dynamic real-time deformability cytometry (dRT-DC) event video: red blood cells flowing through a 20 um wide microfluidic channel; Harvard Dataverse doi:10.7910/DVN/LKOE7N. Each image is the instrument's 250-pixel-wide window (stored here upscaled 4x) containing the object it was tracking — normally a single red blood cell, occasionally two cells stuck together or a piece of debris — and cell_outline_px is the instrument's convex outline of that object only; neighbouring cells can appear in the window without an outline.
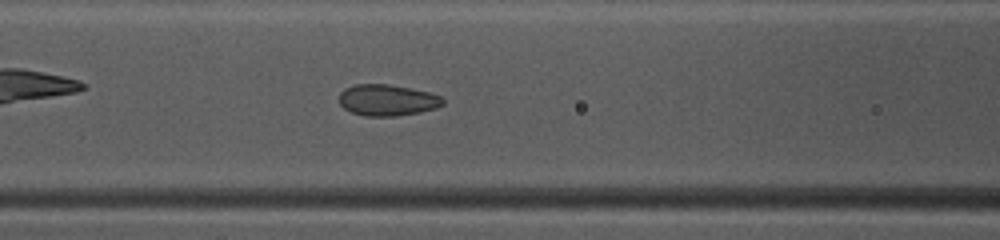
{"species": "common noctule bat (a hibernating species)", "species_latin": "Nyctalus noctula", "temperature_condition": "warm", "stored_images_in_passage": 45, "camera_frame_rate_fps": 3000, "um_per_image_px": 0.085, "animal": {"sex": "female", "body_mass_g": 10.0, "forearm_length_mm": 53.1}, "frame": {"image": 1, "passage_image": 17, "time_ms": 5.333, "image_size_px": [1000, 240], "cell_outline_px": [[444, 104], [436, 108], [420, 112], [396, 116], [364, 116], [352, 112], [344, 108], [340, 104], [340, 92], [344, 88], [356, 84], [388, 84], [428, 92], [440, 96], [444, 100]], "centroid_in_image_um": [32.91, 8.51], "position_along_channel_um": 133.7, "area_um2": 18.84}}
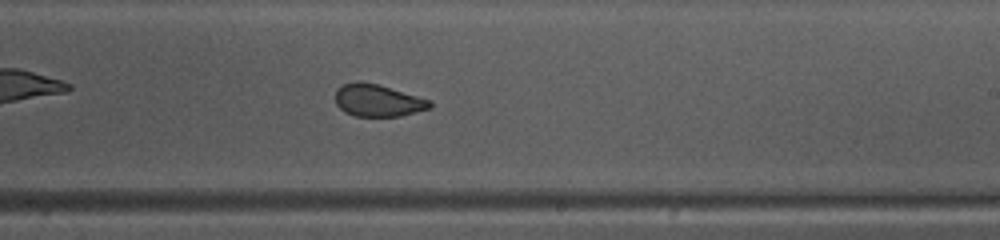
{"frame": {"image": 2, "passage_image": 26, "time_ms": 8.333, "image_size_px": [1000, 240], "cell_outline_px": [[432, 108], [400, 116], [356, 116], [344, 112], [336, 104], [336, 88], [344, 84], [356, 80], [360, 80], [380, 84], [432, 100]], "centroid_in_image_um": [32.13, 8.52], "position_along_channel_um": 256.9, "area_um2": 18.09}}
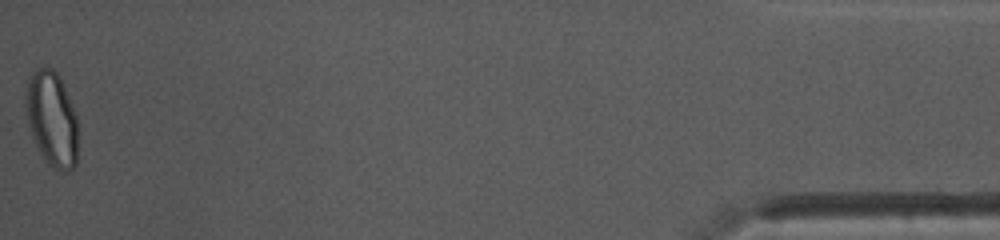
{"frame": {"image": 3, "passage_image": 45, "time_ms": 14.667, "image_size_px": [1000, 240], "cell_outline_px": [[76, 164], [68, 172], [60, 172], [48, 164], [36, 148], [28, 124], [24, 104], [24, 96], [32, 72], [36, 68], [52, 68], [60, 76], [76, 116]], "centroid_in_image_um": [4.37, 10.12], "position_along_channel_um": 430.8, "area_um2": 28.9}, "authors_computed_cell_mechanics": {"area_um2": 20.23, "velocity_mm_per_s": 4.1055, "shape_relaxation_time_tau1_ms": null, "shape_relaxation_time_tau2_ms": 0.8526, "deformation_change_tau1": null, "deformation_change_tau2": 0.0614}}